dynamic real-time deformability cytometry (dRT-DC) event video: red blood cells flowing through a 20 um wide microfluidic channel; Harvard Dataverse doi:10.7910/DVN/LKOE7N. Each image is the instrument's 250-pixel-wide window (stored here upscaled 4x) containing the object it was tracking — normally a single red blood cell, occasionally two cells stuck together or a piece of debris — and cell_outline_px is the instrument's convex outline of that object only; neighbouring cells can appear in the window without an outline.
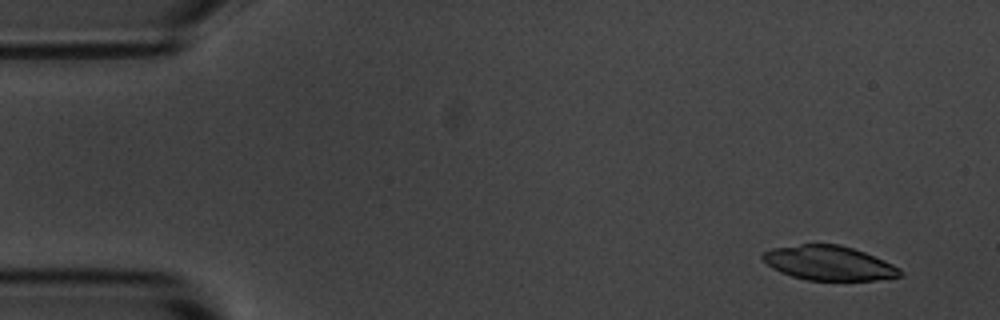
{"species": "common noctule bat (a hibernating species)", "species_latin": "Nyctalus noctula", "temperature_condition": "room temperature", "stored_images_in_passage": 4, "camera_frame_rate_fps": 3000, "um_per_image_px": 0.085, "animal": {"sex": "male", "body_mass_g": 20.1, "forearm_length_mm": 53.5}, "frame": {"image": 1, "passage_image": 1, "time_ms": 0.0, "image_size_px": [1000, 320], "cell_outline_px": [[904, 276], [876, 280], [808, 280], [792, 276], [780, 272], [772, 268], [760, 256], [764, 252], [772, 248], [800, 244], [840, 244], [864, 252], [884, 260], [900, 268], [904, 272]], "centroid_in_image_um": [70.48, 22.36], "position_along_channel_um": 14.5, "area_um2": 27.63}}